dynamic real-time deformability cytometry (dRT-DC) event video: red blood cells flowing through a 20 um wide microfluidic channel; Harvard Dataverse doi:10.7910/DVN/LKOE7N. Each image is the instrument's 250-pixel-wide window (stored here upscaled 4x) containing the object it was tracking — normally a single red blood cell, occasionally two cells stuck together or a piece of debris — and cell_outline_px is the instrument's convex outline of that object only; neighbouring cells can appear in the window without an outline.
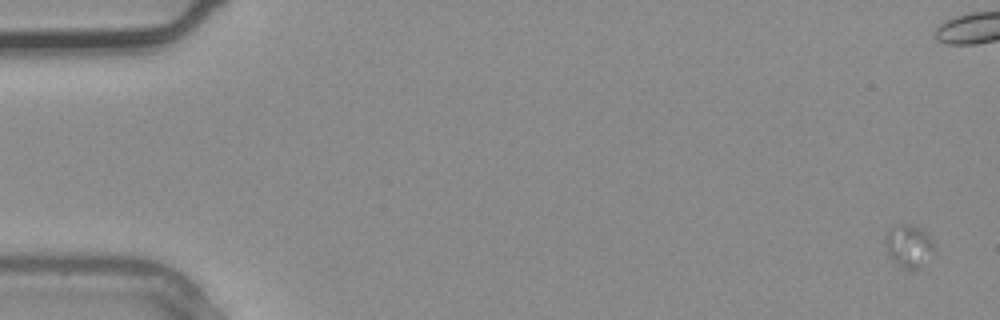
{"species": "common noctule bat (a hibernating species)", "species_latin": "Nyctalus noctula", "temperature_condition": "warm", "stored_images_in_passage": 5, "segment_of_instrument_passage": [1, 2], "camera_frame_rate_fps": 3000, "um_per_image_px": 0.085, "animal": {"sex": "male", "body_mass_g": 20.4}, "frame": {"image": 1, "passage_image": 1, "time_ms": 0.0, "image_size_px": [1000, 320], "cell_outline_px": [[936, 252], [916, 268], [904, 268], [888, 252], [884, 244], [884, 236], [892, 228], [900, 224], [912, 224], [920, 228], [932, 240]], "centroid_in_image_um": [77.26, 20.86], "position_along_channel_um": 7.7, "area_um2": 11.68}}